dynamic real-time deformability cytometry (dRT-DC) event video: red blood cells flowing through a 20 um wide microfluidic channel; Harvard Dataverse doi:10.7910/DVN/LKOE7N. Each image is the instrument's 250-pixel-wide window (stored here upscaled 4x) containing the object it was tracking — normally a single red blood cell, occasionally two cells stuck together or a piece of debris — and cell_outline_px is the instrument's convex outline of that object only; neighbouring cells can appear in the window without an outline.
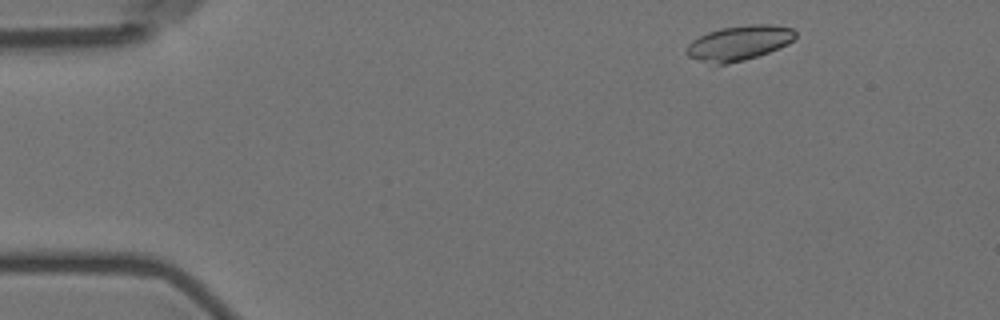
{"species": "Egyptian fruit bat (a non-hibernating species)", "species_latin": "Rousettus aegyptiacus", "temperature_condition": "room temperature", "stored_images_in_passage": 5, "camera_frame_rate_fps": 3000, "um_per_image_px": 0.085, "animal": {"sex": "female"}, "frame": {"image": 1, "passage_image": 1, "time_ms": 0.0, "image_size_px": [1000, 320], "cell_outline_px": [[796, 36], [788, 44], [780, 48], [744, 60], [728, 64], [720, 64], [700, 60], [688, 56], [684, 52], [688, 44], [692, 40], [708, 32], [720, 28], [752, 24], [772, 24], [792, 28], [796, 32]], "centroid_in_image_um": [62.83, 3.64], "position_along_channel_um": 22.2, "area_um2": 21.96}}